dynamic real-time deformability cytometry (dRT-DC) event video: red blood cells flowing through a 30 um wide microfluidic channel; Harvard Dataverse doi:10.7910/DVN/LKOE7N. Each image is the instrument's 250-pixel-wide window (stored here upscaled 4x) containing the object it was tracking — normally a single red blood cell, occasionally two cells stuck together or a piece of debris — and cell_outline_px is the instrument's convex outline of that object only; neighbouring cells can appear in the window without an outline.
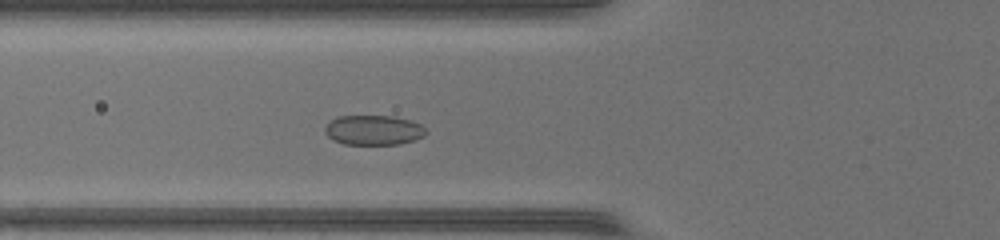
{"species": "common noctule bat (a hibernating species)", "species_latin": "Nyctalus noctula", "temperature_condition": "warm", "stored_images_in_passage": 44, "camera_frame_rate_fps": 3000, "um_per_image_px": 0.085, "animal": {"sex": "female", "body_mass_g": 17.0, "forearm_length_mm": 48.0}, "frame": {"image": 1, "passage_image": 13, "time_ms": 4.0, "image_size_px": [1000, 240], "cell_outline_px": [[428, 132], [424, 136], [416, 140], [400, 144], [344, 144], [332, 140], [324, 132], [324, 128], [336, 116], [396, 116], [412, 120], [420, 124]], "centroid_in_image_um": [31.78, 11.06], "position_along_channel_um": 94.0, "area_um2": 17.74}}
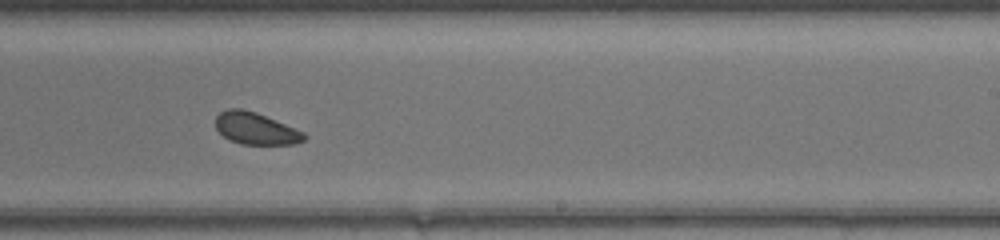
{"frame": {"image": 2, "passage_image": 25, "time_ms": 8.0, "image_size_px": [1000, 240], "cell_outline_px": [[308, 136], [304, 140], [296, 144], [240, 144], [228, 140], [216, 128], [216, 116], [220, 112], [228, 108], [240, 108], [256, 112], [304, 132]], "centroid_in_image_um": [21.73, 10.92], "position_along_channel_um": 267.3, "area_um2": 16.47}}
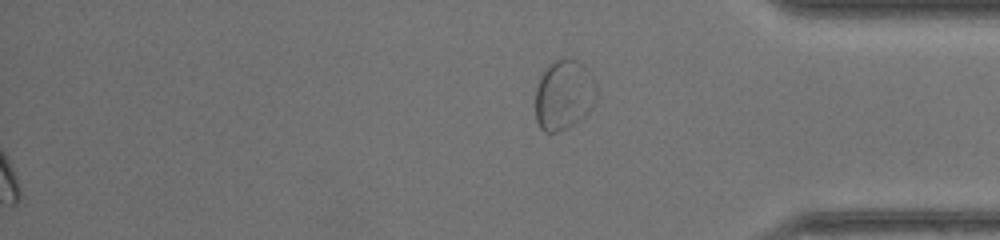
{"frame": {"image": 3, "passage_image": 44, "time_ms": 14.333, "image_size_px": [1000, 240], "cell_outline_px": [[596, 100], [592, 108], [584, 116], [568, 128], [556, 132], [544, 132], [540, 128], [536, 120], [536, 88], [540, 76], [548, 64], [552, 60], [564, 56], [568, 56], [584, 64], [596, 80]], "centroid_in_image_um": [47.94, 8.01], "position_along_channel_um": 387.3, "area_um2": 25.61}, "authors_computed_cell_mechanics": {"area_um2": 18.0625, "velocity_mm_per_s": 4.3351, "shape_relaxation_time_tau1_ms": 1.8698, "shape_relaxation_time_tau2_ms": 7.1014, "deformation_change_tau1": 0.0459, "deformation_change_tau2": 0.141}}